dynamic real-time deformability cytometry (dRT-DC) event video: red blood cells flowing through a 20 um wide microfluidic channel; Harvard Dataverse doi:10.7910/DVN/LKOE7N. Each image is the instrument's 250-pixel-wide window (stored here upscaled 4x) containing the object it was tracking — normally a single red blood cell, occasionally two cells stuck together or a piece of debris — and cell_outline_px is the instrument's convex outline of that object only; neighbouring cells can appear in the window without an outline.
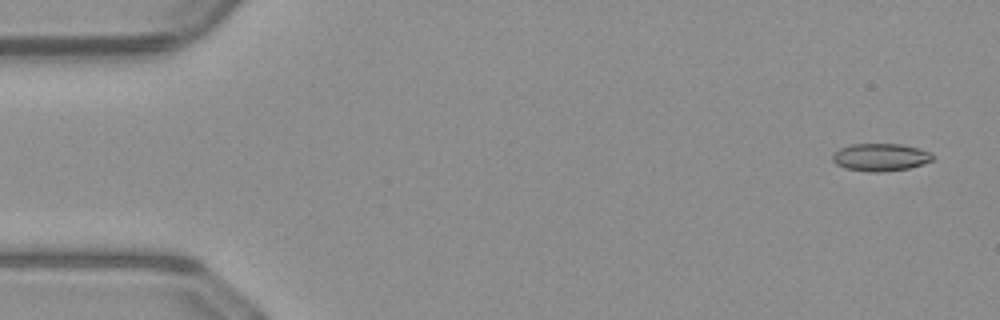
{"species": "common noctule bat (a hibernating species)", "species_latin": "Nyctalus noctula", "temperature_condition": "warm", "stored_images_in_passage": 51, "camera_frame_rate_fps": 3000, "um_per_image_px": 0.085, "animal": {"sex": "male", "body_mass_g": 23.1, "forearm_length_mm": 52.7}, "frame": {"image": 1, "passage_image": 3, "time_ms": 0.667, "image_size_px": [1000, 320], "cell_outline_px": [[932, 160], [924, 164], [908, 168], [884, 172], [868, 172], [844, 168], [836, 164], [832, 160], [832, 156], [840, 148], [852, 144], [900, 144], [920, 148], [932, 152]], "centroid_in_image_um": [74.85, 13.37], "position_along_channel_um": 10.1, "area_um2": 16.18}}
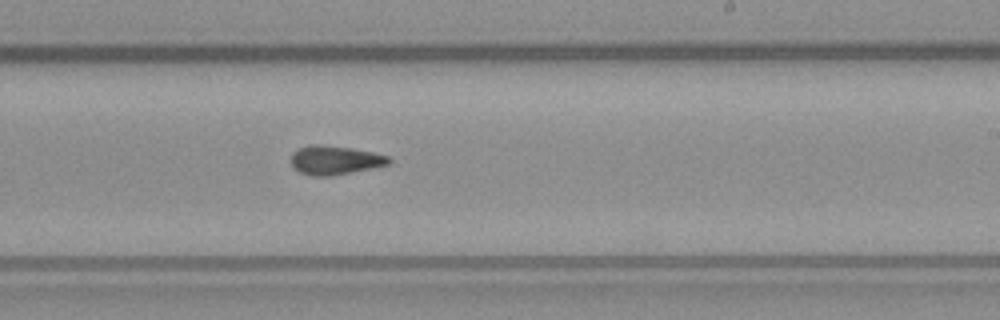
{"frame": {"image": 2, "passage_image": 31, "time_ms": 10.0, "image_size_px": [1000, 320], "cell_outline_px": [[392, 160], [388, 164], [372, 168], [328, 176], [312, 176], [300, 172], [292, 168], [292, 152], [308, 144], [320, 144], [352, 148], [372, 152], [388, 156]], "centroid_in_image_um": [28.44, 13.6], "position_along_channel_um": 260.6, "area_um2": 16.42}}
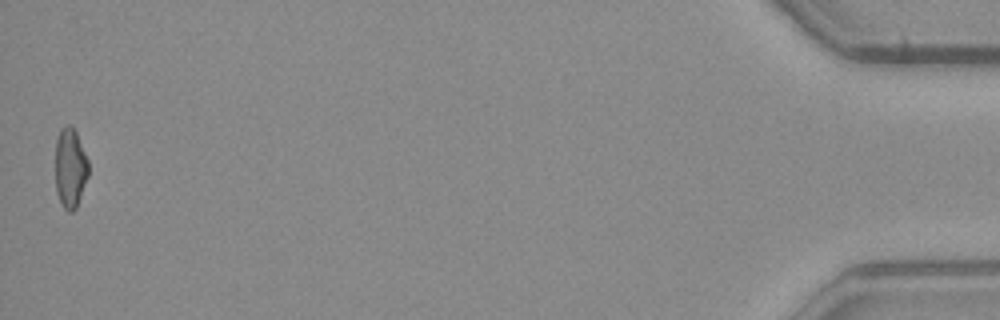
{"frame": {"image": 3, "passage_image": 51, "time_ms": 16.667, "image_size_px": [1000, 320], "cell_outline_px": [[88, 176], [76, 208], [72, 212], [68, 212], [64, 208], [56, 192], [56, 136], [60, 128], [68, 124], [76, 132], [88, 160]], "centroid_in_image_um": [5.96, 14.27], "position_along_channel_um": 429.2, "area_um2": 15.32}, "authors_computed_cell_mechanics": {"area_um2": 16.2996, "velocity_mm_per_s": 4.0836, "shape_relaxation_time_tau1_ms": 8.9494, "shape_relaxation_time_tau2_ms": 3.2249, "deformation_change_tau1": 0.188, "deformation_change_tau2": 0.1044}}